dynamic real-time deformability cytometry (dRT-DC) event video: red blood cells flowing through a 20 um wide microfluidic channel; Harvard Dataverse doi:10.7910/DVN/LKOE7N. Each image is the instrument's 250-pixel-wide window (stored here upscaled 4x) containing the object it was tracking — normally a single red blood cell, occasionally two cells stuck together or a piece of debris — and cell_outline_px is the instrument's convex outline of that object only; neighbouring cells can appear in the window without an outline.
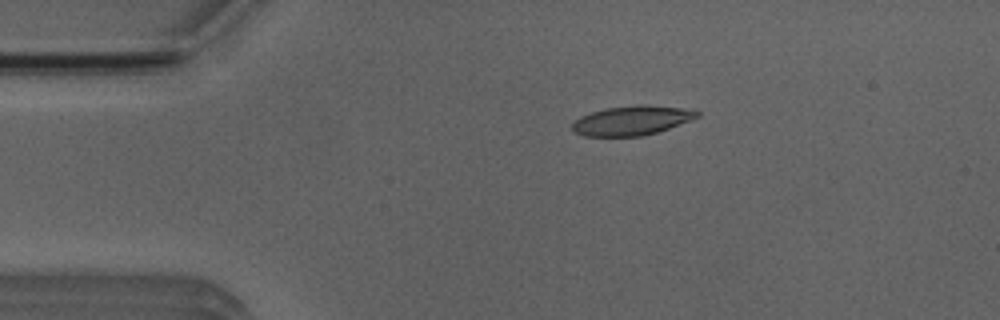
{"species": "Egyptian fruit bat (a non-hibernating species)", "species_latin": "Rousettus aegyptiacus", "temperature_condition": "room temperature", "stored_images_in_passage": 3, "camera_frame_rate_fps": 3000, "um_per_image_px": 0.085, "animal": {"sex": "male"}, "frame": {"image": 1, "passage_image": 2, "time_ms": 1.0, "image_size_px": [1000, 320], "cell_outline_px": [[700, 116], [668, 128], [656, 132], [640, 136], [584, 136], [576, 132], [572, 128], [572, 124], [580, 116], [604, 108], [636, 104], [644, 104], [680, 108], [700, 112]], "centroid_in_image_um": [53.67, 10.23], "position_along_channel_um": 31.3, "area_um2": 21.15}}